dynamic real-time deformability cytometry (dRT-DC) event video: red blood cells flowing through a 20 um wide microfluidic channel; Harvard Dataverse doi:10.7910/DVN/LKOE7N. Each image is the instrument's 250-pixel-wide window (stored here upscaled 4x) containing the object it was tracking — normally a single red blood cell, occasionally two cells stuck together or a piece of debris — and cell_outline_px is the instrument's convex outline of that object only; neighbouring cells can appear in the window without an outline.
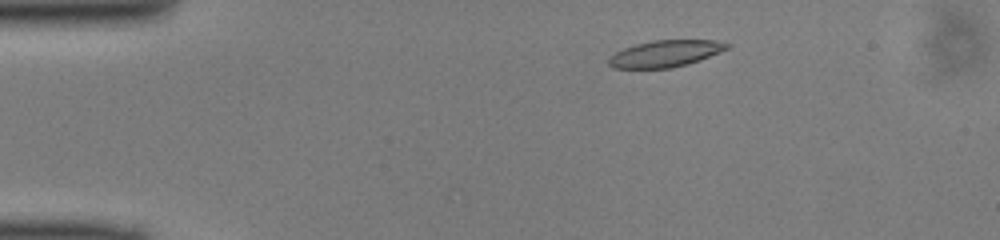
{"species": "common noctule bat (a hibernating species)", "species_latin": "Nyctalus noctula", "temperature_condition": "cold", "stored_images_in_passage": 18, "camera_frame_rate_fps": 3000, "um_per_image_px": 0.085, "animal": {"sex": "male", "body_mass_g": 13.0, "forearm_length_mm": 53.1}, "frame": {"image": 1, "passage_image": 5, "time_ms": 1.333, "image_size_px": [1000, 240], "cell_outline_px": [[732, 44], [728, 48], [700, 60], [688, 64], [672, 68], [612, 68], [608, 64], [608, 56], [624, 48], [636, 44], [656, 40], [716, 40]], "centroid_in_image_um": [56.54, 4.56], "position_along_channel_um": 28.5, "area_um2": 18.38}}
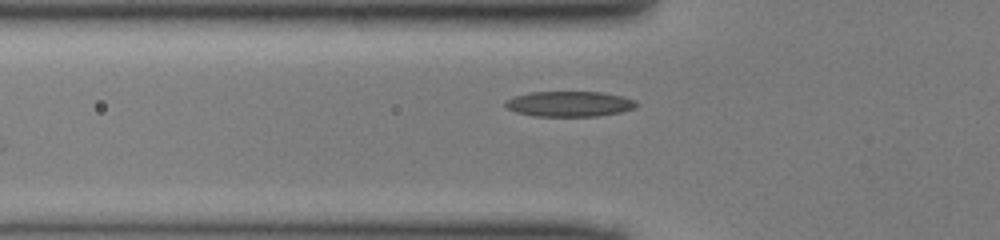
{"frame": {"image": 2, "passage_image": 13, "time_ms": 4.0, "image_size_px": [1000, 240], "cell_outline_px": [[640, 104], [632, 108], [620, 112], [596, 116], [536, 116], [516, 112], [508, 108], [504, 104], [508, 100], [516, 96], [528, 92], [600, 92], [624, 96], [636, 100]], "centroid_in_image_um": [48.44, 8.83], "position_along_channel_um": 77.4, "area_um2": 19.25}}
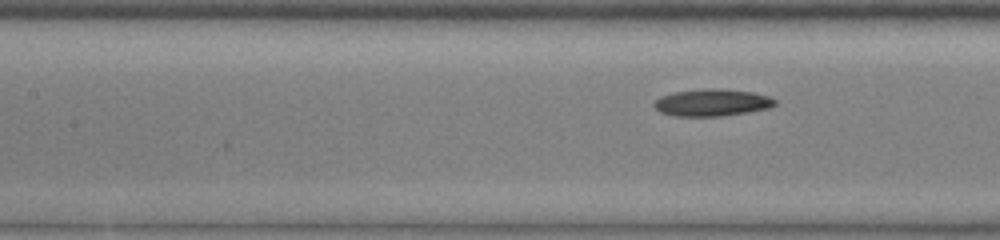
{"frame": {"image": 3, "passage_image": 18, "time_ms": 5.667, "image_size_px": [1000, 240], "cell_outline_px": [[776, 104], [768, 108], [748, 112], [720, 116], [672, 116], [660, 112], [652, 104], [660, 96], [672, 92], [752, 92], [768, 96], [776, 100]], "centroid_in_image_um": [60.49, 8.79], "position_along_channel_um": 146.9, "area_um2": 17.8}}